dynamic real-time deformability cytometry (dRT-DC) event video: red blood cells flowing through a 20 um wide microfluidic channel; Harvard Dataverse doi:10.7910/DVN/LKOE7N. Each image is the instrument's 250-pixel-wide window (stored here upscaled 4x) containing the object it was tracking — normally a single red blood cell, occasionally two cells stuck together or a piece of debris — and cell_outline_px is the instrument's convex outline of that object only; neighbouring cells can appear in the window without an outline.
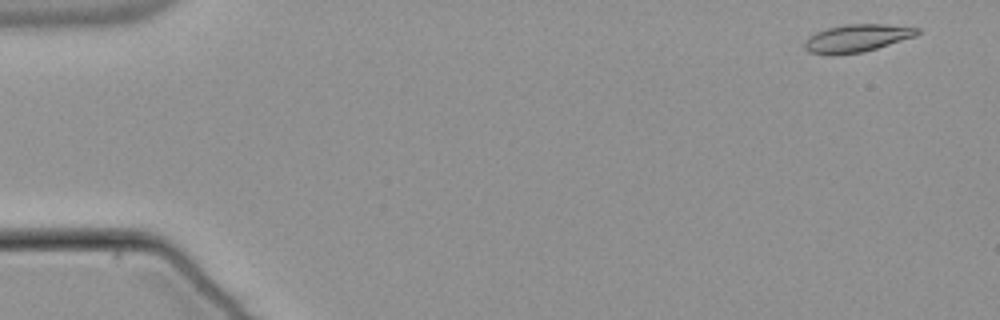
{"species": "common noctule bat (a hibernating species)", "species_latin": "Nyctalus noctula", "temperature_condition": "warm", "stored_images_in_passage": 53, "camera_frame_rate_fps": 3000, "um_per_image_px": 0.085, "animal": {"sex": "male", "body_mass_g": 21.5, "forearm_length_mm": 52.0}, "frame": {"image": 1, "passage_image": 2, "time_ms": 0.333, "image_size_px": [1000, 320], "cell_outline_px": [[920, 32], [916, 36], [864, 52], [832, 56], [828, 56], [808, 52], [804, 48], [804, 44], [808, 36], [816, 32], [828, 28], [844, 24], [884, 24], [920, 28]], "centroid_in_image_um": [72.8, 3.26], "position_along_channel_um": 12.2, "area_um2": 18.44}}
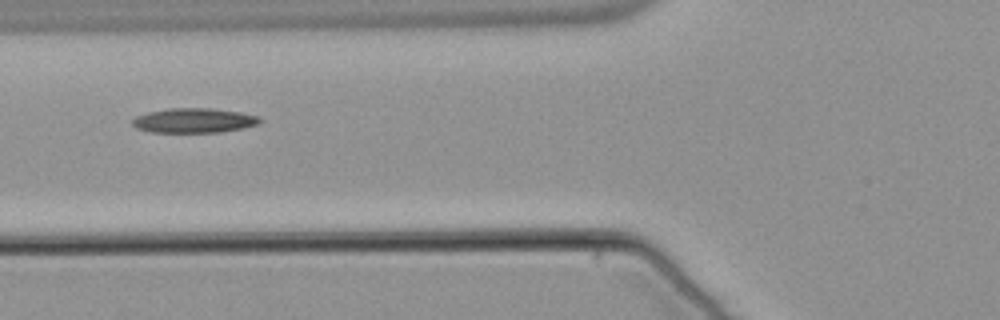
{"frame": {"image": 2, "passage_image": 20, "time_ms": 6.333, "image_size_px": [1000, 320], "cell_outline_px": [[264, 120], [260, 124], [244, 128], [220, 132], [148, 132], [136, 128], [132, 124], [132, 120], [136, 116], [148, 112], [168, 108], [212, 108], [240, 112], [256, 116]], "centroid_in_image_um": [16.5, 10.24], "position_along_channel_um": 109.3, "area_um2": 18.44}}
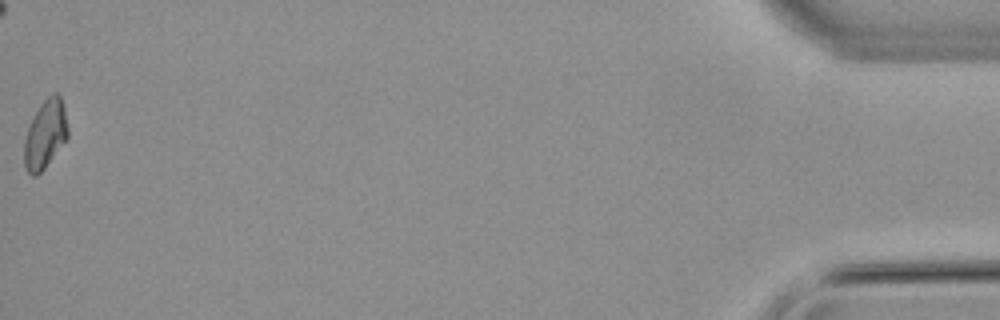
{"frame": {"image": 3, "passage_image": 53, "time_ms": 17.333, "image_size_px": [1000, 320], "cell_outline_px": [[68, 136], [44, 168], [36, 176], [32, 176], [28, 172], [24, 164], [24, 140], [28, 128], [40, 104], [52, 92], [56, 92], [60, 96], [64, 108], [68, 128]], "centroid_in_image_um": [3.84, 11.4], "position_along_channel_um": 431.4, "area_um2": 17.11}}